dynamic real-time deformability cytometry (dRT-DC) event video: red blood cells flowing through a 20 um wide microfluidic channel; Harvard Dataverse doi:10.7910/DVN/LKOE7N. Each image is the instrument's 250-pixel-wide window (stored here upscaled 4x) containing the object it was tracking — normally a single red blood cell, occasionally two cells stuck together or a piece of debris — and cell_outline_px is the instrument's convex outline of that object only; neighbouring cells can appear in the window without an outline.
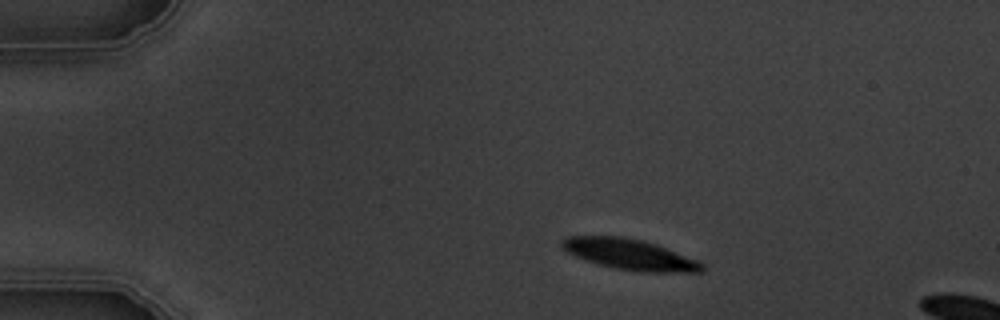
{"species": "common noctule bat (a hibernating species)", "species_latin": "Nyctalus noctula", "temperature_condition": "warm", "stored_images_in_passage": 3, "camera_frame_rate_fps": 3000, "um_per_image_px": 0.085, "animal": {"sex": "male", "body_mass_g": 19.5, "forearm_length_mm": 54.6}, "frame": {"image": 1, "passage_image": 1, "time_ms": 0.0, "image_size_px": [1000, 320], "cell_outline_px": [[704, 272], [640, 272], [612, 268], [596, 264], [584, 260], [560, 248], [560, 240], [568, 236], [624, 236], [656, 244], [700, 260], [704, 264]], "centroid_in_image_um": [53.53, 21.63], "position_along_channel_um": 31.5, "area_um2": 25.49}}